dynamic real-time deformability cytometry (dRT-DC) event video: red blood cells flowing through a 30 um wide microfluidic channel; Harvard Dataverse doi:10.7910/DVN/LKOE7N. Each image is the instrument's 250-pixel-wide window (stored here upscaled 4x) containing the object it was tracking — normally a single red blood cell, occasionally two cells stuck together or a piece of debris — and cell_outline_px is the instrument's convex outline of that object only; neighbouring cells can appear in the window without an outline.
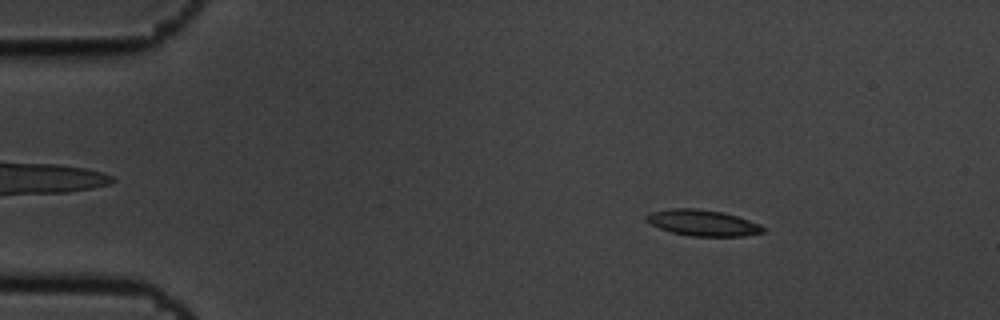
{"species": "common noctule bat (a hibernating species)", "species_latin": "Nyctalus noctula", "temperature_condition": "cold", "stored_images_in_passage": 7, "camera_frame_rate_fps": 3000, "um_per_image_px": 0.085, "animal": {"sex": "male", "body_mass_g": 19.5, "forearm_length_mm": 54.6}, "frame": {"image": 1, "passage_image": 2, "time_ms": 0.333, "image_size_px": [1000, 320], "cell_outline_px": [[764, 232], [744, 236], [692, 236], [672, 232], [660, 228], [644, 220], [644, 216], [652, 212], [672, 208], [696, 208], [720, 212], [736, 216], [760, 224], [764, 228]], "centroid_in_image_um": [59.71, 18.94], "position_along_channel_um": 25.3, "area_um2": 17.51}}
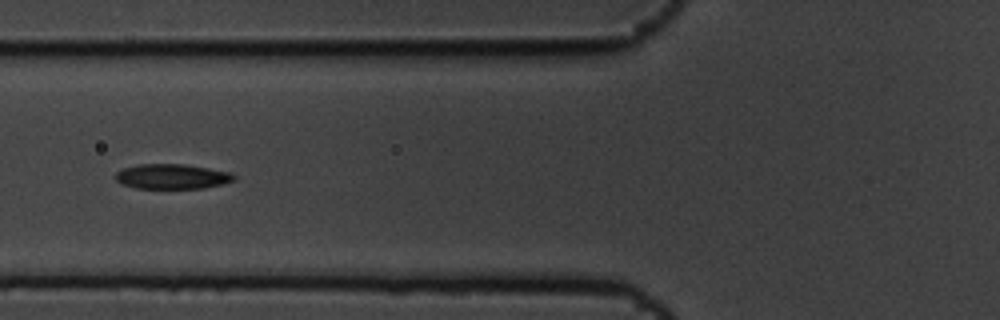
{"frame": {"image": 2, "passage_image": 5, "time_ms": 1.333, "image_size_px": [1000, 320], "cell_outline_px": [[236, 180], [204, 188], [136, 188], [124, 184], [116, 180], [116, 172], [124, 168], [136, 164], [184, 164], [232, 172], [236, 176]], "centroid_in_image_um": [14.65, 14.99], "position_along_channel_um": 111.1, "area_um2": 17.17}}
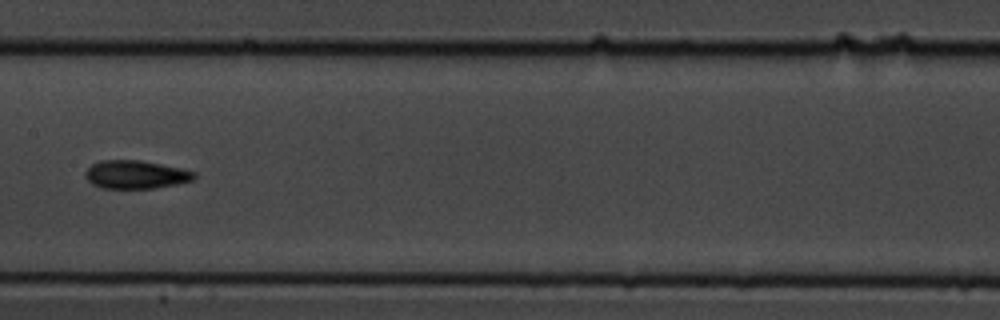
{"frame": {"image": 3, "passage_image": 7, "time_ms": 2.0, "image_size_px": [1000, 320], "cell_outline_px": [[196, 176], [192, 180], [176, 184], [156, 188], [100, 188], [92, 184], [84, 176], [84, 172], [92, 164], [100, 160], [140, 160], [180, 168], [196, 172]], "centroid_in_image_um": [11.51, 14.84], "position_along_channel_um": 195.9, "area_um2": 17.92}}